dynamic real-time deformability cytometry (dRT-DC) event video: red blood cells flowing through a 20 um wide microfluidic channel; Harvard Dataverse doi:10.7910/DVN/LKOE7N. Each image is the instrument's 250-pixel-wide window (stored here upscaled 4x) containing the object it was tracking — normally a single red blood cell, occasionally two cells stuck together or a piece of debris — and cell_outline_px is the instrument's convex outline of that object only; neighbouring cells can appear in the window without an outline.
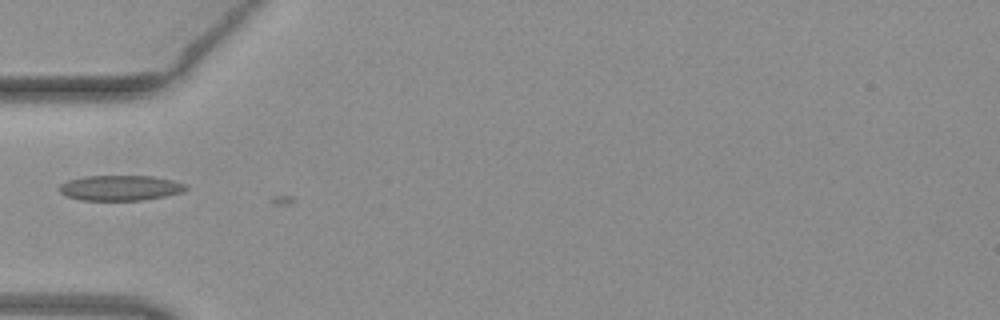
{"species": "common noctule bat (a hibernating species)", "species_latin": "Nyctalus noctula", "temperature_condition": "warm", "stored_images_in_passage": 3, "camera_frame_rate_fps": 3000, "um_per_image_px": 0.085, "animal": {"sex": "female", "body_mass_g": 19.3, "forearm_length_mm": 54.1}, "frame": {"image": 1, "passage_image": 2, "time_ms": 0.333, "image_size_px": [1000, 320], "cell_outline_px": [[188, 188], [180, 192], [164, 196], [144, 200], [80, 200], [64, 196], [60, 192], [60, 184], [68, 180], [84, 176], [152, 176], [172, 180], [188, 184]], "centroid_in_image_um": [10.2, 15.97], "position_along_channel_um": 74.8, "area_um2": 18.67}}